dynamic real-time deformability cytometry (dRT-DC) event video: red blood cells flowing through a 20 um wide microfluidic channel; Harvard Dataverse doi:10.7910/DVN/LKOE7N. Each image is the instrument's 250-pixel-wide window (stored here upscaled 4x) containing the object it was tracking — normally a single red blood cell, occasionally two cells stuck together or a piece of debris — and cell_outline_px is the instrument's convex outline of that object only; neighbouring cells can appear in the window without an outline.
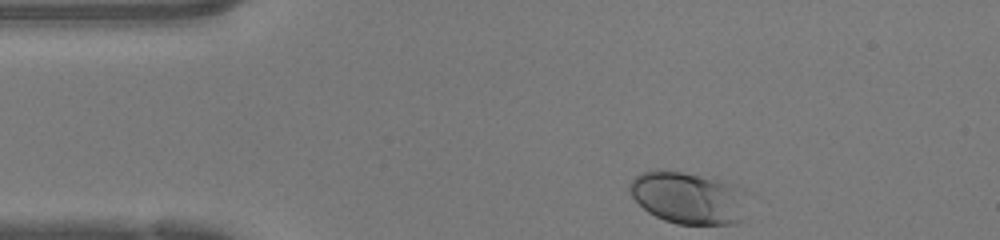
{"species": "human", "species_latin": "Homo sapiens", "temperature_condition": "warm", "stored_images_in_passage": 31, "camera_frame_rate_fps": 3000, "um_per_image_px": 0.085, "donor": {"sex": "female"}, "frame": {"image": 1, "passage_image": 1, "time_ms": 0.0, "image_size_px": [1000, 240], "cell_outline_px": [[744, 192], [740, 220], [736, 224], [676, 224], [664, 220], [648, 212], [632, 196], [628, 188], [628, 184], [636, 176], [644, 172], [656, 168], [660, 168], [684, 172], [724, 180], [736, 184], [744, 188]], "centroid_in_image_um": [58.46, 16.78], "position_along_channel_um": 26.5, "area_um2": 35.89}}
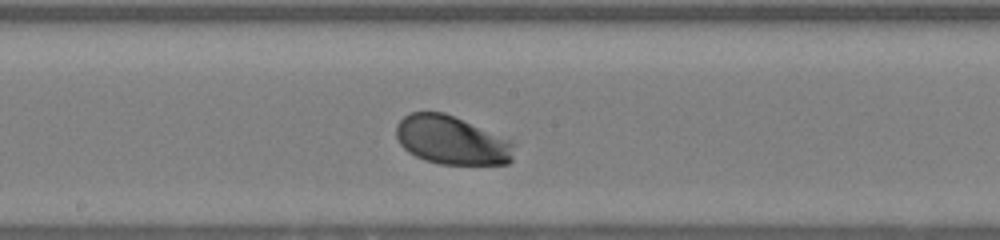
{"frame": {"image": 2, "passage_image": 18, "time_ms": 5.667, "image_size_px": [1000, 240], "cell_outline_px": [[512, 160], [508, 164], [440, 164], [424, 160], [408, 152], [400, 144], [396, 136], [396, 124], [404, 116], [412, 112], [444, 112], [512, 140]], "centroid_in_image_um": [38.37, 11.92], "position_along_channel_um": 209.8, "area_um2": 33.29}}
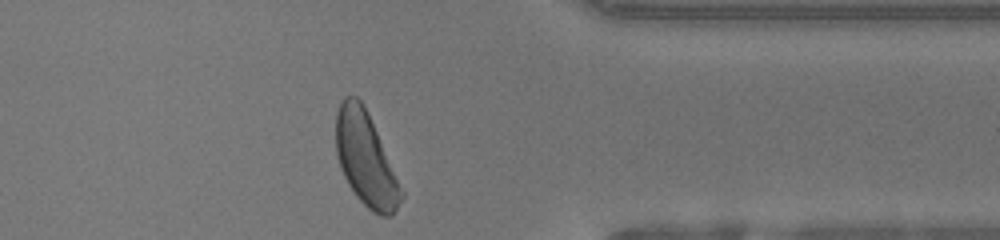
{"frame": {"image": 3, "passage_image": 31, "time_ms": 10.0, "image_size_px": [1000, 240], "cell_outline_px": [[404, 196], [392, 216], [380, 216], [372, 212], [356, 196], [348, 184], [340, 168], [336, 152], [336, 112], [344, 96], [356, 96], [364, 104], [404, 192]], "centroid_in_image_um": [31.08, 13.54], "position_along_channel_um": 380.3, "area_um2": 35.43}, "authors_computed_cell_mechanics": {"area_um2": 33.4662, "velocity_mm_per_s": 4.2418, "shape_relaxation_time_tau1_ms": 1.2596, "shape_relaxation_time_tau2_ms": null, "deformation_change_tau1": 0.1133, "deformation_change_tau2": null}}